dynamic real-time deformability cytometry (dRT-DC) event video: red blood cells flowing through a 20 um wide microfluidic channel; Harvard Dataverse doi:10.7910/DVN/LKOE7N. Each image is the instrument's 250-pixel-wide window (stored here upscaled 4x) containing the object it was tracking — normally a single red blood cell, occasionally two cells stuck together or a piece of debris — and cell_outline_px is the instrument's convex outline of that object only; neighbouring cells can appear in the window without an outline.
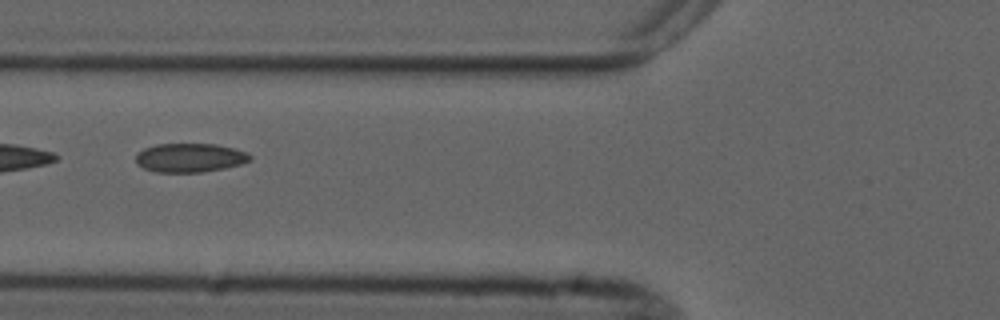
{"species": "common noctule bat (a hibernating species)", "species_latin": "Nyctalus noctula", "temperature_condition": "cold", "stored_images_in_passage": 9, "camera_frame_rate_fps": 3000, "um_per_image_px": 0.085, "animal": {"sex": "male", "forearm_length_mm": 52.5}, "frame": {"image": 1, "passage_image": 6, "time_ms": 6.0, "image_size_px": [1000, 320], "cell_outline_px": [[252, 160], [240, 164], [224, 168], [200, 172], [156, 172], [144, 168], [136, 164], [136, 152], [144, 148], [156, 144], [216, 144], [248, 152], [252, 156]], "centroid_in_image_um": [16.13, 13.4], "position_along_channel_um": 109.7, "area_um2": 19.31}}
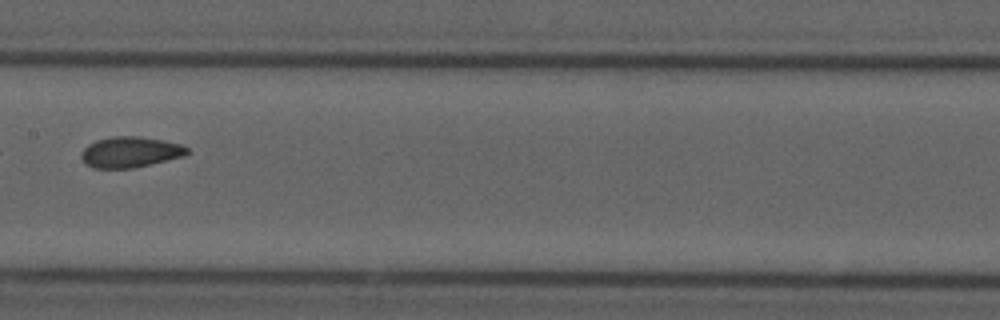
{"frame": {"image": 2, "passage_image": 8, "time_ms": 8.333, "image_size_px": [1000, 320], "cell_outline_px": [[192, 152], [184, 156], [132, 168], [92, 168], [80, 156], [80, 152], [88, 144], [96, 140], [112, 136], [140, 136], [164, 140], [180, 144], [188, 148]], "centroid_in_image_um": [11.08, 12.91], "position_along_channel_um": 196.3, "area_um2": 19.02}}
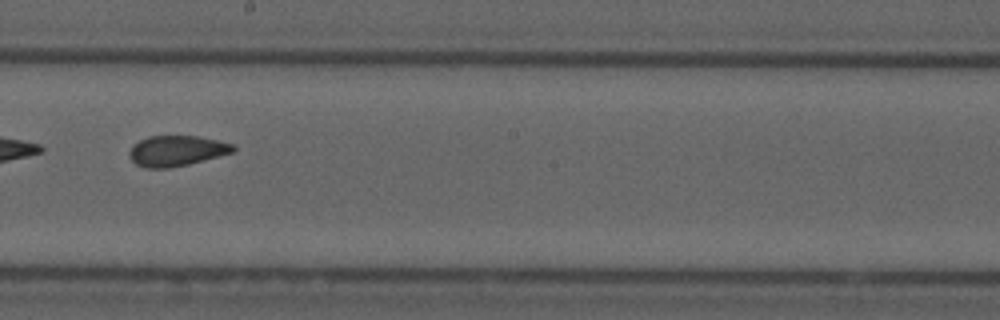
{"frame": {"image": 3, "passage_image": 9, "time_ms": 9.333, "image_size_px": [1000, 320], "cell_outline_px": [[236, 148], [232, 152], [188, 164], [168, 168], [144, 168], [136, 164], [128, 156], [128, 152], [132, 144], [148, 136], [196, 136], [236, 144]], "centroid_in_image_um": [14.96, 12.81], "position_along_channel_um": 233.2, "area_um2": 18.44}}